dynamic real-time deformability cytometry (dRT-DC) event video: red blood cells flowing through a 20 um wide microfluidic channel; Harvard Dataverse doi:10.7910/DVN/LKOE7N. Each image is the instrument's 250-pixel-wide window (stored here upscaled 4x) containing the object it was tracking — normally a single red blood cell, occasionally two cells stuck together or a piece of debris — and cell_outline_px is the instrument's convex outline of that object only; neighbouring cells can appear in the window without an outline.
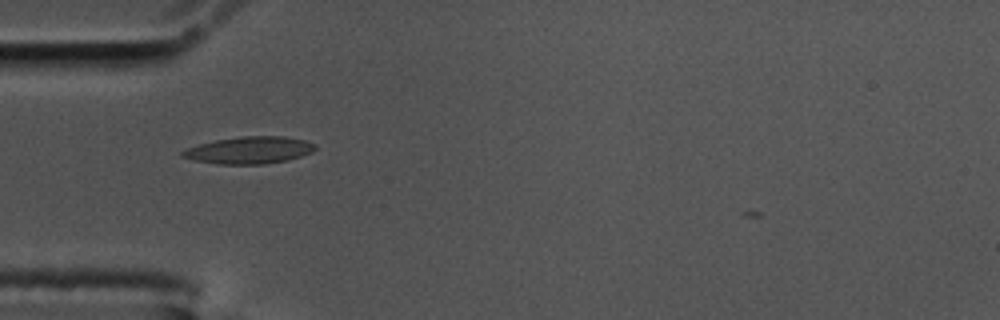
{"species": "common noctule bat (a hibernating species)", "species_latin": "Nyctalus noctula", "temperature_condition": "cold", "stored_images_in_passage": 41, "camera_frame_rate_fps": 3000, "um_per_image_px": 0.085, "animal": {"sex": "male", "body_mass_g": 17.5, "forearm_length_mm": 52.3}, "frame": {"image": 1, "passage_image": 1, "time_ms": 0.0, "image_size_px": [1000, 320], "cell_outline_px": [[316, 148], [312, 152], [288, 160], [264, 164], [216, 164], [192, 160], [180, 156], [180, 152], [188, 148], [200, 144], [216, 140], [244, 136], [284, 136], [304, 140], [316, 144]], "centroid_in_image_um": [21.19, 12.77], "position_along_channel_um": 63.8, "area_um2": 20.92}}
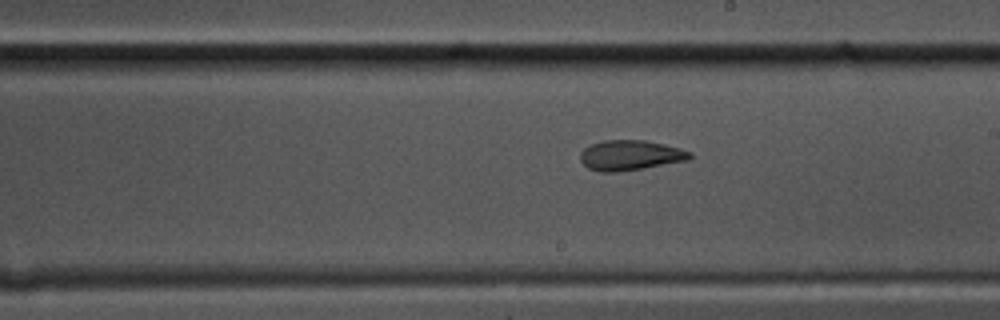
{"frame": {"image": 2, "passage_image": 16, "time_ms": 5.0, "image_size_px": [1000, 320], "cell_outline_px": [[692, 156], [688, 160], [644, 168], [616, 172], [600, 172], [588, 168], [580, 160], [580, 152], [588, 144], [604, 140], [644, 140], [664, 144], [680, 148], [692, 152]], "centroid_in_image_um": [53.55, 13.19], "position_along_channel_um": 235.5, "area_um2": 19.36}}
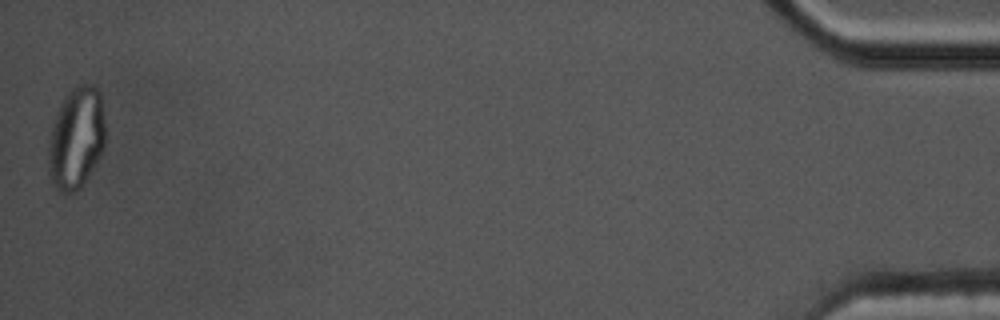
{"frame": {"image": 3, "passage_image": 41, "time_ms": 13.333, "image_size_px": [1000, 320], "cell_outline_px": [[104, 144], [100, 156], [88, 176], [80, 188], [72, 192], [64, 192], [56, 188], [52, 184], [48, 172], [48, 148], [52, 128], [60, 104], [64, 96], [76, 84], [92, 84], [100, 92], [104, 124]], "centroid_in_image_um": [6.47, 11.73], "position_along_channel_um": 428.7, "area_um2": 33.52}, "authors_computed_cell_mechanics": {"area_um2": 19.941, "velocity_mm_per_s": 3.4537, "shape_relaxation_time_tau1_ms": null, "shape_relaxation_time_tau2_ms": 2.3195, "deformation_change_tau1": null, "deformation_change_tau2": 0.0865}}